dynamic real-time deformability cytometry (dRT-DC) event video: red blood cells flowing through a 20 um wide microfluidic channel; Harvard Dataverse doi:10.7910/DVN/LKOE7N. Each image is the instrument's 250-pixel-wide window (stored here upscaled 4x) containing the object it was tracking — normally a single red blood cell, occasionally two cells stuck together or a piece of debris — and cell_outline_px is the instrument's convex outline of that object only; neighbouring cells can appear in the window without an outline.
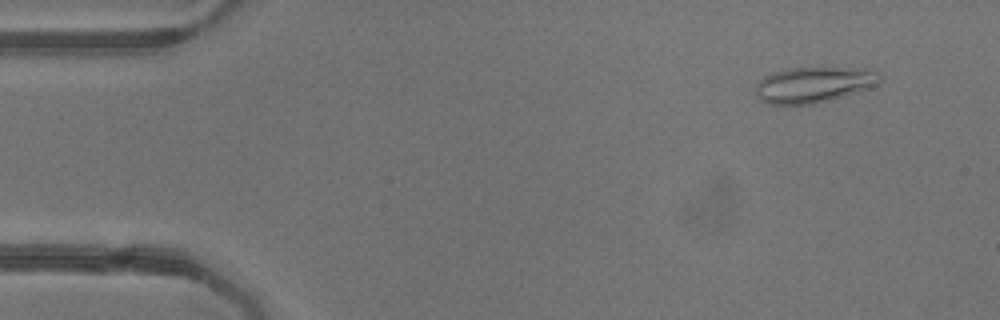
{"species": "common noctule bat (a hibernating species)", "species_latin": "Nyctalus noctula", "temperature_condition": "warm", "stored_images_in_passage": 54, "camera_frame_rate_fps": 3000, "um_per_image_px": 0.085, "animal": {"sex": "female"}, "frame": {"image": 1, "passage_image": 5, "time_ms": 1.333, "image_size_px": [1000, 320], "cell_outline_px": [[880, 80], [876, 84], [868, 88], [816, 104], [768, 104], [760, 100], [756, 96], [756, 84], [764, 76], [772, 72], [784, 68], [864, 68], [880, 72]], "centroid_in_image_um": [69.12, 7.19], "position_along_channel_um": 15.9, "area_um2": 25.84}}
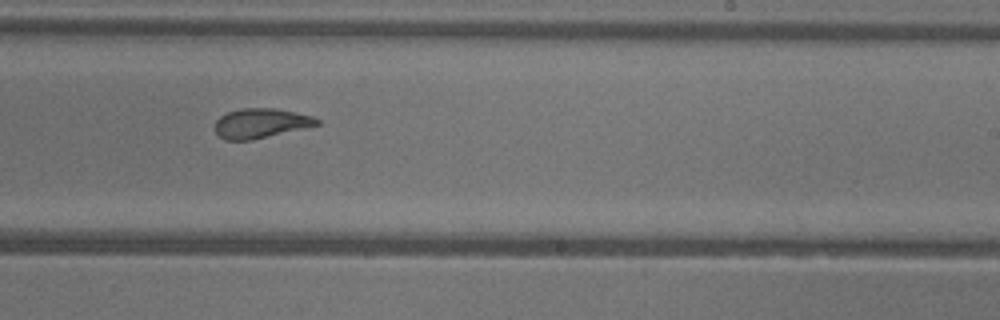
{"frame": {"image": 2, "passage_image": 32, "time_ms": 10.333, "image_size_px": [1000, 320], "cell_outline_px": [[320, 124], [252, 140], [224, 140], [216, 132], [216, 120], [220, 116], [228, 112], [240, 108], [276, 108], [296, 112], [312, 116], [320, 120]], "centroid_in_image_um": [22.16, 10.47], "position_along_channel_um": 266.8, "area_um2": 17.51}}
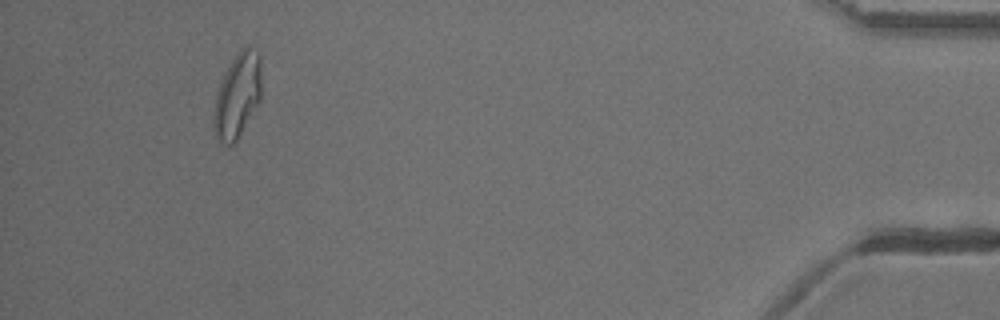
{"frame": {"image": 3, "passage_image": 49, "time_ms": 16.0, "image_size_px": [1000, 320], "cell_outline_px": [[260, 100], [236, 140], [228, 148], [216, 136], [212, 124], [216, 92], [224, 72], [232, 60], [244, 48], [248, 48], [260, 56]], "centroid_in_image_um": [20.14, 8.18], "position_along_channel_um": 415.1, "area_um2": 22.95}}